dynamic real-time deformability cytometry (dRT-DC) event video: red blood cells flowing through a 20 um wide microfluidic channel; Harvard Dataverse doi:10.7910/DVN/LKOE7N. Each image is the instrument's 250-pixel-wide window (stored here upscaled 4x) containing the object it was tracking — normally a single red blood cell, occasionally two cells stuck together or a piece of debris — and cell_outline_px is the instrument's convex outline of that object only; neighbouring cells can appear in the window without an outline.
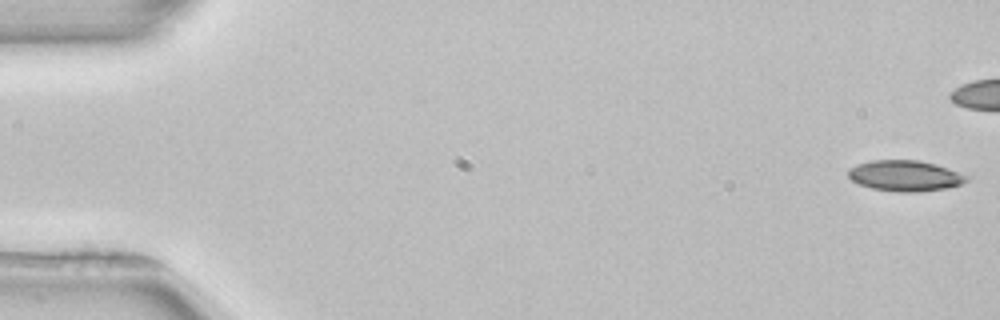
{"species": "common noctule bat (a hibernating species)", "species_latin": "Nyctalus noctula", "temperature_condition": "room temperature", "stored_images_in_passage": 42, "camera_frame_rate_fps": 3000, "um_per_image_px": 0.085, "animal": {"sex": "female", "body_mass_g": 22.7, "forearm_length_mm": 54.2}, "frame": {"image": 1, "passage_image": 1, "time_ms": 0.0, "image_size_px": [1000, 320], "cell_outline_px": [[972, 176], [968, 180], [960, 184], [948, 188], [916, 192], [896, 192], [872, 188], [860, 184], [852, 180], [848, 176], [848, 172], [856, 164], [872, 160], [920, 160], [936, 164]], "centroid_in_image_um": [76.98, 14.94], "position_along_channel_um": 8.0, "area_um2": 21.33}}
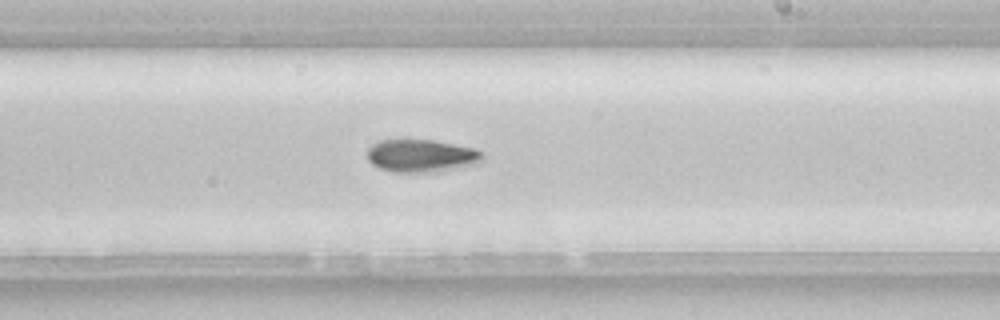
{"frame": {"image": 2, "passage_image": 31, "time_ms": 10.0, "image_size_px": [1000, 320], "cell_outline_px": [[484, 156], [476, 164], [440, 172], [392, 172], [380, 168], [372, 164], [368, 160], [368, 148], [372, 144], [380, 140], [432, 140], [472, 148], [480, 152]], "centroid_in_image_um": [35.78, 13.25], "position_along_channel_um": 253.2, "area_um2": 21.85}}